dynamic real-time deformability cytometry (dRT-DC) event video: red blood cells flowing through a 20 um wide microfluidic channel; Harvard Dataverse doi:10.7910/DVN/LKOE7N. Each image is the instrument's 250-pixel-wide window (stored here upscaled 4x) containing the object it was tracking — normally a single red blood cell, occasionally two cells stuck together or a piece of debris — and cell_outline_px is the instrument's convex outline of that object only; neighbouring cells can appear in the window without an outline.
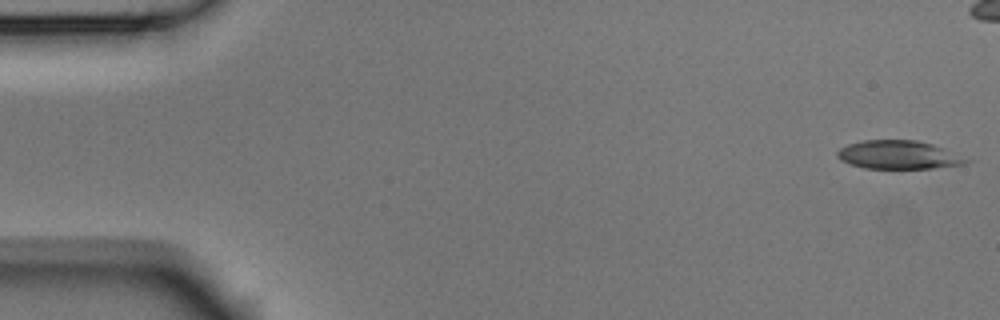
{"species": "Egyptian fruit bat (a non-hibernating species)", "species_latin": "Rousettus aegyptiacus", "temperature_condition": "room temperature", "stored_images_in_passage": 13, "camera_frame_rate_fps": 3000, "um_per_image_px": 0.085, "animal": {"sex": "male"}, "frame": {"image": 1, "passage_image": 1, "time_ms": 0.0, "image_size_px": [1000, 320], "cell_outline_px": [[972, 160], [964, 164], [932, 168], [864, 168], [840, 160], [836, 156], [836, 152], [840, 148], [848, 144], [864, 140], [916, 140], [932, 144], [944, 148]], "centroid_in_image_um": [76.37, 13.16], "position_along_channel_um": 8.6, "area_um2": 21.27}}